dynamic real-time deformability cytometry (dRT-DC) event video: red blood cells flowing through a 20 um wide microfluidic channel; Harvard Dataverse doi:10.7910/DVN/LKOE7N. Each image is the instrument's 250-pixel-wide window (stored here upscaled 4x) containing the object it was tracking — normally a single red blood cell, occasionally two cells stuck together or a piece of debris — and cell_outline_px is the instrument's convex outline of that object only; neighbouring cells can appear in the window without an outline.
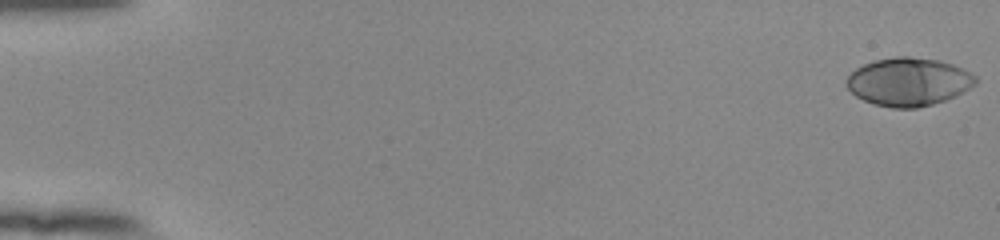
{"species": "human", "species_latin": "Homo sapiens", "temperature_condition": "room temperature", "stored_images_in_passage": 54, "camera_frame_rate_fps": 3000, "um_per_image_px": 0.085, "donor": {"sex": "female"}, "frame": {"image": 1, "passage_image": 1, "time_ms": 0.0, "image_size_px": [1000, 240], "cell_outline_px": [[976, 84], [964, 92], [956, 96], [932, 104], [916, 108], [892, 108], [876, 104], [864, 100], [856, 96], [844, 84], [844, 80], [856, 68], [864, 64], [876, 60], [896, 56], [908, 56], [940, 60], [952, 64], [976, 76]], "centroid_in_image_um": [77.21, 6.95], "position_along_channel_um": 7.8, "area_um2": 36.18}}
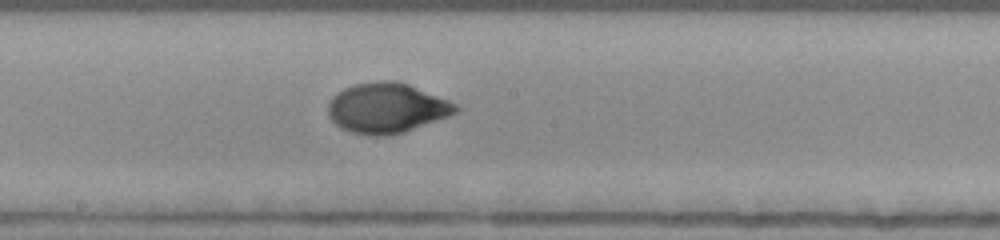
{"frame": {"image": 2, "passage_image": 31, "time_ms": 10.0, "image_size_px": [1000, 240], "cell_outline_px": [[460, 108], [456, 112], [448, 116], [404, 132], [388, 136], [376, 136], [352, 132], [340, 128], [328, 116], [328, 104], [332, 96], [344, 88], [356, 84], [384, 80], [396, 80], [408, 84], [448, 100], [456, 104]], "centroid_in_image_um": [32.85, 9.18], "position_along_channel_um": 215.4, "area_um2": 37.05}}
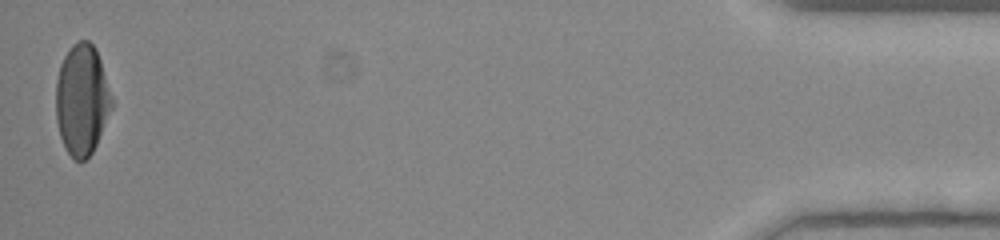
{"frame": {"image": 3, "passage_image": 54, "time_ms": 17.667, "image_size_px": [1000, 240], "cell_outline_px": [[112, 108], [96, 144], [92, 152], [84, 160], [76, 160], [64, 148], [60, 136], [56, 120], [56, 80], [60, 64], [64, 56], [72, 44], [80, 40], [88, 40], [96, 48], [100, 60], [112, 100]], "centroid_in_image_um": [6.94, 8.46], "position_along_channel_um": 428.3, "area_um2": 35.78}, "authors_computed_cell_mechanics": {"area_um2": 35.836, "velocity_mm_per_s": 3.8802, "shape_relaxation_time_tau1_ms": 3.6198, "shape_relaxation_time_tau2_ms": null, "deformation_change_tau1": 0.1984, "deformation_change_tau2": null}}